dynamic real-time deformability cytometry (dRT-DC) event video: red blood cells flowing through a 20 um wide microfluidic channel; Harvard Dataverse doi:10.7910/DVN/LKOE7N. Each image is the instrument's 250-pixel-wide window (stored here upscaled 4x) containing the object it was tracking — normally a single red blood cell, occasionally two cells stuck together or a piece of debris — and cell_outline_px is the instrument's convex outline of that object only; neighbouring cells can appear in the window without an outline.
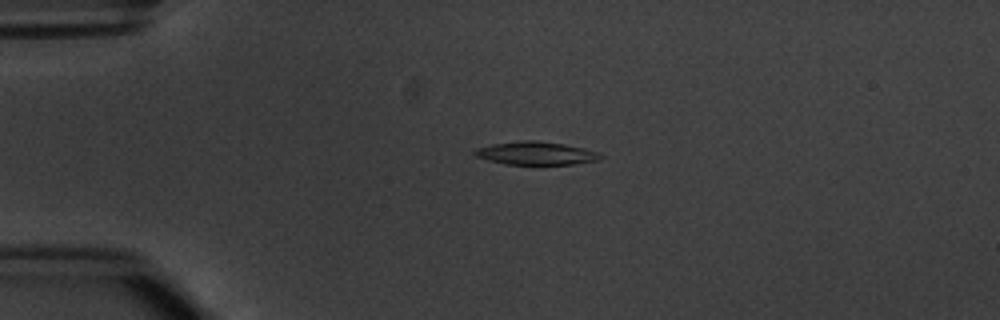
{"species": "common noctule bat (a hibernating species)", "species_latin": "Nyctalus noctula", "temperature_condition": "warm", "stored_images_in_passage": 4, "camera_frame_rate_fps": 3000, "um_per_image_px": 0.085, "animal": {"sex": "male", "body_mass_g": 20.1, "forearm_length_mm": 53.5}, "frame": {"image": 1, "passage_image": 2, "time_ms": 1.0, "image_size_px": [1000, 320], "cell_outline_px": [[604, 156], [596, 160], [572, 164], [508, 164], [488, 160], [476, 156], [472, 152], [476, 148], [492, 144], [520, 140], [536, 140], [564, 144], [584, 148], [600, 152]], "centroid_in_image_um": [45.55, 13.01], "position_along_channel_um": 39.4, "area_um2": 16.88}}